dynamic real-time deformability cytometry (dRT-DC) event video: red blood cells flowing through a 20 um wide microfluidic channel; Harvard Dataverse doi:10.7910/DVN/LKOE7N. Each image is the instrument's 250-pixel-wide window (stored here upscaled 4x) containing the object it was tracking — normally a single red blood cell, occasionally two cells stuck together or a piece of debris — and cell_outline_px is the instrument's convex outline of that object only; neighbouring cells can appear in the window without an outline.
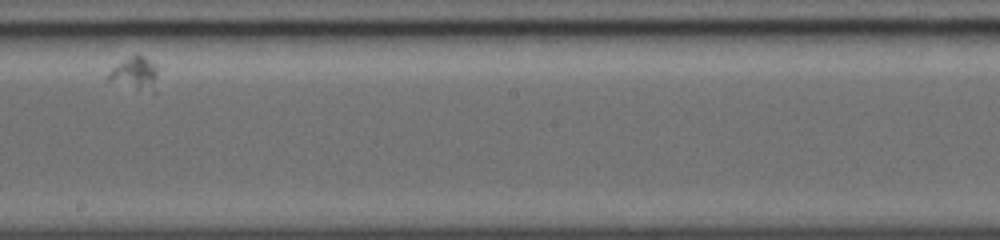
{"species": "common noctule bat (a hibernating species)", "species_latin": "Nyctalus noctula", "temperature_condition": "warm", "stored_images_in_passage": 14, "camera_frame_rate_fps": 5000, "um_per_image_px": 0.085, "animal": {"sex": "female", "body_mass_g": 19.0, "forearm_length_mm": 56.7}, "frame": {"image": 1, "passage_image": 8, "time_ms": 4.8, "image_size_px": [1000, 240], "cell_outline_px": [[156, 96], [136, 92], [104, 80], [108, 72], [116, 64], [136, 52], [144, 56], [156, 68]], "centroid_in_image_um": [11.43, 6.35], "position_along_channel_um": 236.8, "area_um2": 10.46}}